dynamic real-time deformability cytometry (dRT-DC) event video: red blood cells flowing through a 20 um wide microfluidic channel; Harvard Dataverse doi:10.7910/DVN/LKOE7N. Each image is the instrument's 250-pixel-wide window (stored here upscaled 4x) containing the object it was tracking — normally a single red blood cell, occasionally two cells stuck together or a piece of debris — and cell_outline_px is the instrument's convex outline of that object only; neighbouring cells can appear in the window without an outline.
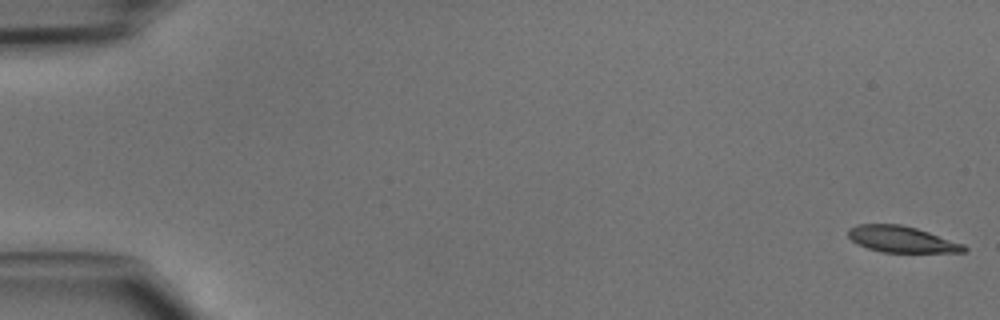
{"species": "common noctule bat (a hibernating species)", "species_latin": "Nyctalus noctula", "temperature_condition": "cold", "stored_images_in_passage": 47, "camera_frame_rate_fps": 3000, "um_per_image_px": 0.085, "animal": {"sex": "male", "body_mass_g": 15.6}, "frame": {"image": 1, "passage_image": 1, "time_ms": 0.0, "image_size_px": [1000, 320], "cell_outline_px": [[968, 248], [964, 252], [880, 252], [868, 248], [852, 240], [848, 236], [848, 228], [860, 224], [900, 224], [916, 228], [964, 244]], "centroid_in_image_um": [76.64, 20.34], "position_along_channel_um": 8.4, "area_um2": 17.51}}
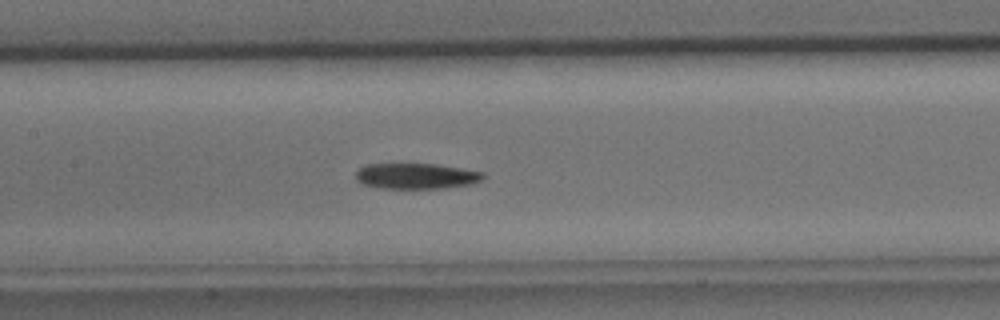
{"frame": {"image": 2, "passage_image": 23, "time_ms": 7.333, "image_size_px": [1000, 320], "cell_outline_px": [[484, 176], [480, 180], [468, 184], [444, 188], [380, 188], [364, 184], [356, 180], [356, 172], [364, 164], [436, 164], [484, 172]], "centroid_in_image_um": [35.34, 14.96], "position_along_channel_um": 172.1, "area_um2": 18.84}}
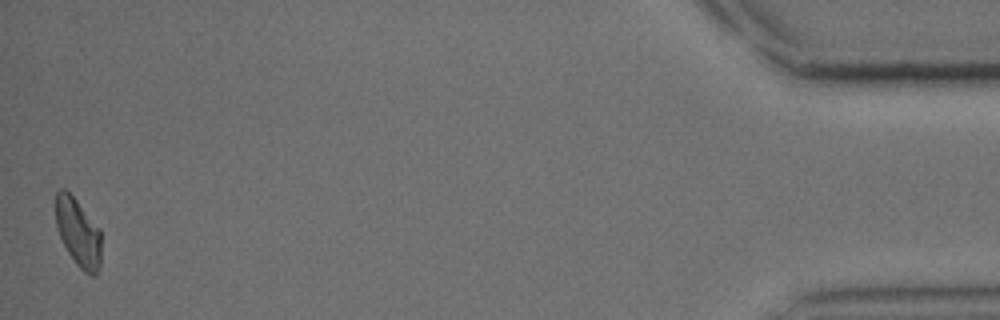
{"frame": {"image": 3, "passage_image": 47, "time_ms": 15.333, "image_size_px": [1000, 320], "cell_outline_px": [[100, 264], [96, 276], [92, 276], [84, 272], [76, 264], [68, 252], [60, 236], [56, 224], [56, 192], [60, 188], [64, 188], [76, 200], [100, 228]], "centroid_in_image_um": [6.65, 19.78], "position_along_channel_um": 428.5, "area_um2": 17.92}}